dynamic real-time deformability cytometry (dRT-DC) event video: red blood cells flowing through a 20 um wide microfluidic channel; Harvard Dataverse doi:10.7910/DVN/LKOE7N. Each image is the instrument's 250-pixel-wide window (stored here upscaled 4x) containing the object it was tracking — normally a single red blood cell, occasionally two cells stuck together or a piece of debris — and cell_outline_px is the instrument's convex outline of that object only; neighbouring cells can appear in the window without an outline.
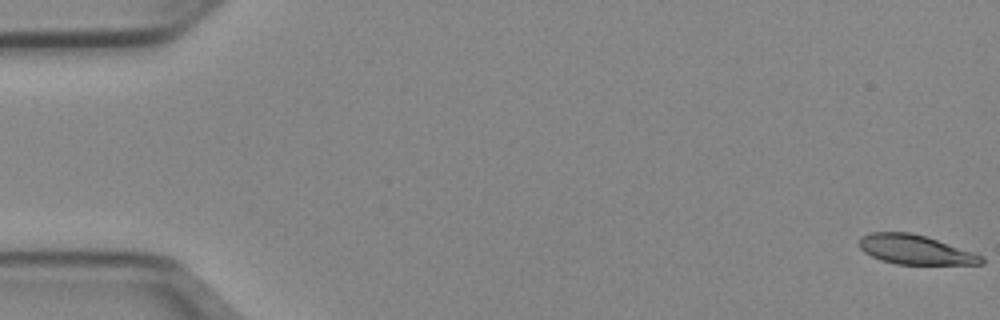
{"species": "Egyptian fruit bat (a non-hibernating species)", "species_latin": "Rousettus aegyptiacus", "temperature_condition": "cold", "stored_images_in_passage": 52, "camera_frame_rate_fps": 3000, "um_per_image_px": 0.085, "animal": {"sex": "female"}, "frame": {"image": 1, "passage_image": 1, "time_ms": 0.0, "image_size_px": [1000, 320], "cell_outline_px": [[984, 264], [896, 264], [880, 260], [864, 252], [860, 248], [860, 236], [872, 232], [908, 232], [924, 236], [984, 256]], "centroid_in_image_um": [77.77, 21.23], "position_along_channel_um": 7.2, "area_um2": 20.63}}
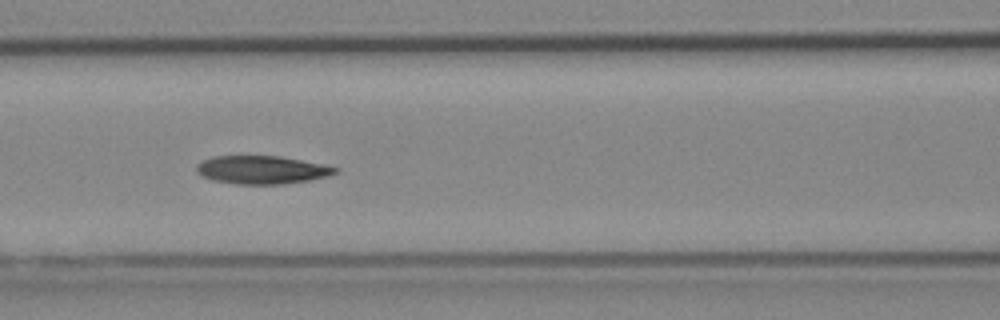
{"frame": {"image": 2, "passage_image": 23, "time_ms": 7.333, "image_size_px": [1000, 320], "cell_outline_px": [[340, 168], [336, 172], [328, 176], [308, 180], [284, 184], [236, 184], [212, 180], [200, 176], [196, 172], [196, 164], [212, 156], [280, 156]], "centroid_in_image_um": [22.2, 14.44], "position_along_channel_um": 144.4, "area_um2": 22.72}}
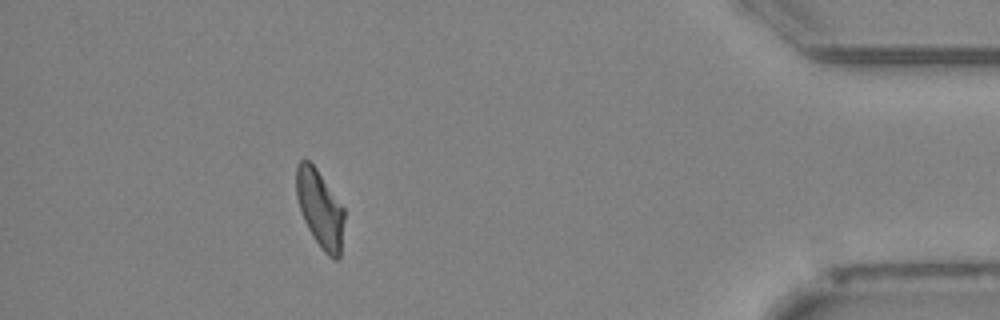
{"frame": {"image": 3, "passage_image": 47, "time_ms": 15.333, "image_size_px": [1000, 320], "cell_outline_px": [[344, 220], [340, 256], [336, 260], [332, 260], [324, 252], [308, 228], [304, 220], [296, 196], [296, 164], [304, 156], [316, 168], [344, 208]], "centroid_in_image_um": [27.19, 17.72], "position_along_channel_um": 408.0, "area_um2": 21.56}, "authors_computed_cell_mechanics": {"area_um2": 22.6576, "velocity_mm_per_s": 3.936, "shape_relaxation_time_tau1_ms": 5.7654, "shape_relaxation_time_tau2_ms": 5.4034, "deformation_change_tau1": 0.1599, "deformation_change_tau2": 0.109}}